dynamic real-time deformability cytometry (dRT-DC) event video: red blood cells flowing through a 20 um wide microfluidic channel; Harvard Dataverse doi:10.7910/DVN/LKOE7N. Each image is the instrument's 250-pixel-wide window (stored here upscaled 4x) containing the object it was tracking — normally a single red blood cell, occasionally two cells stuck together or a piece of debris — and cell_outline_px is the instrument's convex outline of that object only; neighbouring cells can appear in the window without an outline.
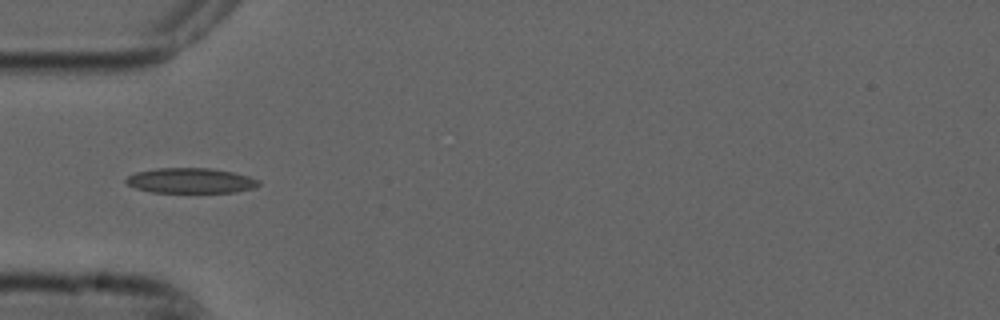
{"species": "common noctule bat (a hibernating species)", "species_latin": "Nyctalus noctula", "temperature_condition": "cold", "stored_images_in_passage": 38, "camera_frame_rate_fps": 3000, "um_per_image_px": 0.085, "animal": {"sex": "male", "forearm_length_mm": 52.5}, "frame": {"image": 1, "passage_image": 1, "time_ms": 0.0, "image_size_px": [1000, 320], "cell_outline_px": [[260, 184], [256, 188], [236, 192], [152, 192], [136, 188], [128, 184], [124, 180], [128, 176], [136, 172], [156, 168], [212, 168], [232, 172], [248, 176], [260, 180]], "centroid_in_image_um": [16.23, 15.35], "position_along_channel_um": 68.8, "area_um2": 19.48}}
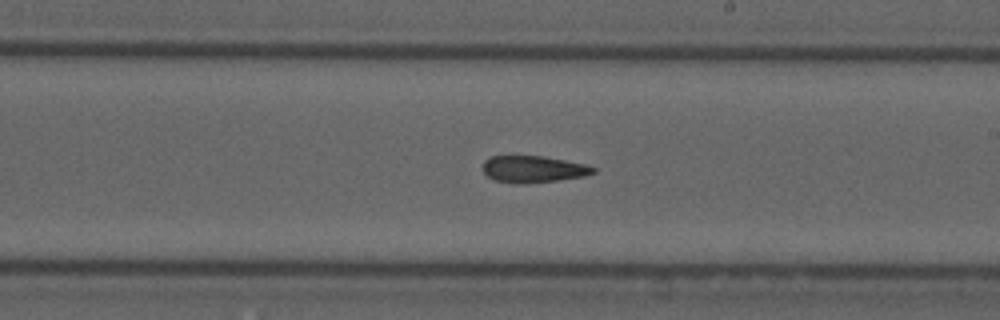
{"frame": {"image": 2, "passage_image": 15, "time_ms": 4.667, "image_size_px": [1000, 320], "cell_outline_px": [[596, 172], [584, 176], [556, 180], [524, 184], [516, 184], [496, 180], [488, 176], [484, 172], [484, 160], [492, 156], [544, 156], [584, 164], [596, 168]], "centroid_in_image_um": [45.33, 14.38], "position_along_channel_um": 243.7, "area_um2": 17.05}}
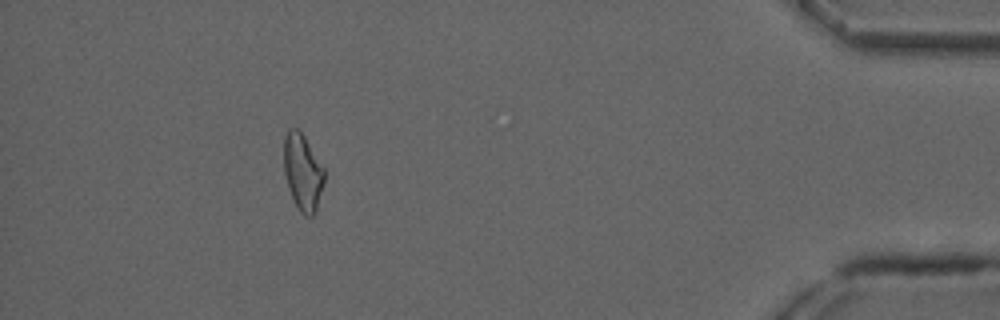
{"frame": {"image": 3, "passage_image": 33, "time_ms": 10.667, "image_size_px": [1000, 320], "cell_outline_px": [[324, 184], [316, 212], [312, 216], [304, 216], [300, 212], [288, 188], [284, 172], [284, 136], [288, 128], [296, 128], [304, 136], [324, 168]], "centroid_in_image_um": [25.73, 14.64], "position_along_channel_um": 409.5, "area_um2": 18.03}, "authors_computed_cell_mechanics": {"area_um2": 18.0336, "velocity_mm_per_s": 3.7357, "shape_relaxation_time_tau1_ms": null, "shape_relaxation_time_tau2_ms": 5.4642, "deformation_change_tau1": null, "deformation_change_tau2": 0.1475}}